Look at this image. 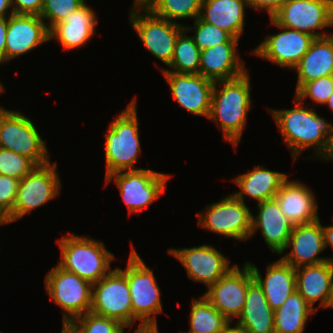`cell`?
<instances>
[{"label":"cell","instance_id":"1","mask_svg":"<svg viewBox=\"0 0 333 333\" xmlns=\"http://www.w3.org/2000/svg\"><path fill=\"white\" fill-rule=\"evenodd\" d=\"M296 108L269 110L280 129L283 142L297 159L303 150L314 148L315 156L326 161L330 141L333 138V125L320 117L313 108H305L298 98H293ZM322 157V158H321Z\"/></svg>","mask_w":333,"mask_h":333},{"label":"cell","instance_id":"2","mask_svg":"<svg viewBox=\"0 0 333 333\" xmlns=\"http://www.w3.org/2000/svg\"><path fill=\"white\" fill-rule=\"evenodd\" d=\"M218 84L222 87L219 88ZM250 92L248 71L239 77L214 83L208 118L219 125L224 139L234 148L240 143L247 113L251 110Z\"/></svg>","mask_w":333,"mask_h":333},{"label":"cell","instance_id":"3","mask_svg":"<svg viewBox=\"0 0 333 333\" xmlns=\"http://www.w3.org/2000/svg\"><path fill=\"white\" fill-rule=\"evenodd\" d=\"M57 243L61 250L58 265L92 284L112 270L110 264L115 256L101 241L67 232V236L60 238Z\"/></svg>","mask_w":333,"mask_h":333},{"label":"cell","instance_id":"4","mask_svg":"<svg viewBox=\"0 0 333 333\" xmlns=\"http://www.w3.org/2000/svg\"><path fill=\"white\" fill-rule=\"evenodd\" d=\"M136 100L127 105L109 124L105 138L106 176L137 170L134 166L141 153Z\"/></svg>","mask_w":333,"mask_h":333},{"label":"cell","instance_id":"5","mask_svg":"<svg viewBox=\"0 0 333 333\" xmlns=\"http://www.w3.org/2000/svg\"><path fill=\"white\" fill-rule=\"evenodd\" d=\"M44 281L52 302L62 308L63 326H68L75 318L90 312L91 282L64 270L58 264L49 270Z\"/></svg>","mask_w":333,"mask_h":333},{"label":"cell","instance_id":"6","mask_svg":"<svg viewBox=\"0 0 333 333\" xmlns=\"http://www.w3.org/2000/svg\"><path fill=\"white\" fill-rule=\"evenodd\" d=\"M127 278L131 294L133 325L141 322H157L156 314L163 311L160 288L157 285L153 270L147 267L139 254L132 247L127 267L122 270Z\"/></svg>","mask_w":333,"mask_h":333},{"label":"cell","instance_id":"7","mask_svg":"<svg viewBox=\"0 0 333 333\" xmlns=\"http://www.w3.org/2000/svg\"><path fill=\"white\" fill-rule=\"evenodd\" d=\"M57 164L49 162L36 166L19 181L13 210L4 218L5 224L12 223L25 214L55 199L61 188Z\"/></svg>","mask_w":333,"mask_h":333},{"label":"cell","instance_id":"8","mask_svg":"<svg viewBox=\"0 0 333 333\" xmlns=\"http://www.w3.org/2000/svg\"><path fill=\"white\" fill-rule=\"evenodd\" d=\"M171 175L150 169L121 171L105 177L108 184L114 179L129 214L141 212L165 193Z\"/></svg>","mask_w":333,"mask_h":333},{"label":"cell","instance_id":"9","mask_svg":"<svg viewBox=\"0 0 333 333\" xmlns=\"http://www.w3.org/2000/svg\"><path fill=\"white\" fill-rule=\"evenodd\" d=\"M90 311L114 319L124 327L135 326L128 281L118 268L93 283Z\"/></svg>","mask_w":333,"mask_h":333},{"label":"cell","instance_id":"10","mask_svg":"<svg viewBox=\"0 0 333 333\" xmlns=\"http://www.w3.org/2000/svg\"><path fill=\"white\" fill-rule=\"evenodd\" d=\"M271 18L279 26L326 37L325 31L318 30L333 26V0H286Z\"/></svg>","mask_w":333,"mask_h":333},{"label":"cell","instance_id":"11","mask_svg":"<svg viewBox=\"0 0 333 333\" xmlns=\"http://www.w3.org/2000/svg\"><path fill=\"white\" fill-rule=\"evenodd\" d=\"M0 148L31 159L37 166L49 163L45 141L36 126L19 111H9L0 124Z\"/></svg>","mask_w":333,"mask_h":333},{"label":"cell","instance_id":"12","mask_svg":"<svg viewBox=\"0 0 333 333\" xmlns=\"http://www.w3.org/2000/svg\"><path fill=\"white\" fill-rule=\"evenodd\" d=\"M210 205L196 214L201 227L240 241L250 238L252 213L246 203L229 194Z\"/></svg>","mask_w":333,"mask_h":333},{"label":"cell","instance_id":"13","mask_svg":"<svg viewBox=\"0 0 333 333\" xmlns=\"http://www.w3.org/2000/svg\"><path fill=\"white\" fill-rule=\"evenodd\" d=\"M129 19L144 47L168 66L177 37L184 30L183 24L160 18L150 10L130 11Z\"/></svg>","mask_w":333,"mask_h":333},{"label":"cell","instance_id":"14","mask_svg":"<svg viewBox=\"0 0 333 333\" xmlns=\"http://www.w3.org/2000/svg\"><path fill=\"white\" fill-rule=\"evenodd\" d=\"M254 281L250 266L233 267L203 295L230 322L242 313L248 286Z\"/></svg>","mask_w":333,"mask_h":333},{"label":"cell","instance_id":"15","mask_svg":"<svg viewBox=\"0 0 333 333\" xmlns=\"http://www.w3.org/2000/svg\"><path fill=\"white\" fill-rule=\"evenodd\" d=\"M169 255H173L187 271V276L194 282L204 283L209 289L233 266L230 260L211 245L191 248H170Z\"/></svg>","mask_w":333,"mask_h":333},{"label":"cell","instance_id":"16","mask_svg":"<svg viewBox=\"0 0 333 333\" xmlns=\"http://www.w3.org/2000/svg\"><path fill=\"white\" fill-rule=\"evenodd\" d=\"M270 21L282 31L266 36L252 53L278 64L280 68L290 67L293 70L315 38L307 33L279 26L272 18Z\"/></svg>","mask_w":333,"mask_h":333},{"label":"cell","instance_id":"17","mask_svg":"<svg viewBox=\"0 0 333 333\" xmlns=\"http://www.w3.org/2000/svg\"><path fill=\"white\" fill-rule=\"evenodd\" d=\"M170 86L179 106L194 115L208 118L212 100L214 81L200 74L161 71Z\"/></svg>","mask_w":333,"mask_h":333},{"label":"cell","instance_id":"18","mask_svg":"<svg viewBox=\"0 0 333 333\" xmlns=\"http://www.w3.org/2000/svg\"><path fill=\"white\" fill-rule=\"evenodd\" d=\"M47 41L49 29L40 16L13 13L8 17L4 63Z\"/></svg>","mask_w":333,"mask_h":333},{"label":"cell","instance_id":"19","mask_svg":"<svg viewBox=\"0 0 333 333\" xmlns=\"http://www.w3.org/2000/svg\"><path fill=\"white\" fill-rule=\"evenodd\" d=\"M289 246H292L291 251L284 254L281 259L294 268L317 265L329 260L333 262L332 258L318 256L325 250L323 225L319 219L310 223L294 225L285 250Z\"/></svg>","mask_w":333,"mask_h":333},{"label":"cell","instance_id":"20","mask_svg":"<svg viewBox=\"0 0 333 333\" xmlns=\"http://www.w3.org/2000/svg\"><path fill=\"white\" fill-rule=\"evenodd\" d=\"M257 206L259 213L256 217L252 214L250 237L259 229L271 251L280 255L287 248L294 225L284 216L275 198Z\"/></svg>","mask_w":333,"mask_h":333},{"label":"cell","instance_id":"21","mask_svg":"<svg viewBox=\"0 0 333 333\" xmlns=\"http://www.w3.org/2000/svg\"><path fill=\"white\" fill-rule=\"evenodd\" d=\"M296 290L317 312L314 305L329 308L333 299V262L326 261L317 265L295 268Z\"/></svg>","mask_w":333,"mask_h":333},{"label":"cell","instance_id":"22","mask_svg":"<svg viewBox=\"0 0 333 333\" xmlns=\"http://www.w3.org/2000/svg\"><path fill=\"white\" fill-rule=\"evenodd\" d=\"M275 199L284 216L293 225L310 223L319 219L315 195L301 182L287 179L277 192Z\"/></svg>","mask_w":333,"mask_h":333},{"label":"cell","instance_id":"23","mask_svg":"<svg viewBox=\"0 0 333 333\" xmlns=\"http://www.w3.org/2000/svg\"><path fill=\"white\" fill-rule=\"evenodd\" d=\"M246 263L250 266L254 280L262 288L272 310L280 308L296 291L295 268L281 258L267 265L265 278H262L259 269L252 262Z\"/></svg>","mask_w":333,"mask_h":333},{"label":"cell","instance_id":"24","mask_svg":"<svg viewBox=\"0 0 333 333\" xmlns=\"http://www.w3.org/2000/svg\"><path fill=\"white\" fill-rule=\"evenodd\" d=\"M237 48L238 43H221L202 50L199 74L214 82L243 75L248 70L241 62Z\"/></svg>","mask_w":333,"mask_h":333},{"label":"cell","instance_id":"25","mask_svg":"<svg viewBox=\"0 0 333 333\" xmlns=\"http://www.w3.org/2000/svg\"><path fill=\"white\" fill-rule=\"evenodd\" d=\"M98 19L86 3L49 30V39H56L65 50L84 46L95 34Z\"/></svg>","mask_w":333,"mask_h":333},{"label":"cell","instance_id":"26","mask_svg":"<svg viewBox=\"0 0 333 333\" xmlns=\"http://www.w3.org/2000/svg\"><path fill=\"white\" fill-rule=\"evenodd\" d=\"M288 176L282 172L271 171L261 165L254 166L253 170L243 173L232 179L240 188L233 195L245 203L244 196L264 202L274 199L282 184Z\"/></svg>","mask_w":333,"mask_h":333},{"label":"cell","instance_id":"27","mask_svg":"<svg viewBox=\"0 0 333 333\" xmlns=\"http://www.w3.org/2000/svg\"><path fill=\"white\" fill-rule=\"evenodd\" d=\"M246 0H202L199 18L240 39L244 31Z\"/></svg>","mask_w":333,"mask_h":333},{"label":"cell","instance_id":"28","mask_svg":"<svg viewBox=\"0 0 333 333\" xmlns=\"http://www.w3.org/2000/svg\"><path fill=\"white\" fill-rule=\"evenodd\" d=\"M293 70L298 72L296 91L304 83L333 75V33L315 38Z\"/></svg>","mask_w":333,"mask_h":333},{"label":"cell","instance_id":"29","mask_svg":"<svg viewBox=\"0 0 333 333\" xmlns=\"http://www.w3.org/2000/svg\"><path fill=\"white\" fill-rule=\"evenodd\" d=\"M238 318L235 324L248 333H275L274 310L255 280L247 288L244 307Z\"/></svg>","mask_w":333,"mask_h":333},{"label":"cell","instance_id":"30","mask_svg":"<svg viewBox=\"0 0 333 333\" xmlns=\"http://www.w3.org/2000/svg\"><path fill=\"white\" fill-rule=\"evenodd\" d=\"M316 311L297 292L292 293L283 305L274 311L275 333H303L305 324Z\"/></svg>","mask_w":333,"mask_h":333},{"label":"cell","instance_id":"31","mask_svg":"<svg viewBox=\"0 0 333 333\" xmlns=\"http://www.w3.org/2000/svg\"><path fill=\"white\" fill-rule=\"evenodd\" d=\"M189 332L179 333H223L231 323L204 295L200 299L192 298Z\"/></svg>","mask_w":333,"mask_h":333},{"label":"cell","instance_id":"32","mask_svg":"<svg viewBox=\"0 0 333 333\" xmlns=\"http://www.w3.org/2000/svg\"><path fill=\"white\" fill-rule=\"evenodd\" d=\"M201 50L196 46L191 36L185 33V29L179 34L175 43L174 55L168 67L161 71H173L176 73L199 74Z\"/></svg>","mask_w":333,"mask_h":333},{"label":"cell","instance_id":"33","mask_svg":"<svg viewBox=\"0 0 333 333\" xmlns=\"http://www.w3.org/2000/svg\"><path fill=\"white\" fill-rule=\"evenodd\" d=\"M202 0H157L150 11L163 19L177 23L175 19L196 18L201 11Z\"/></svg>","mask_w":333,"mask_h":333},{"label":"cell","instance_id":"34","mask_svg":"<svg viewBox=\"0 0 333 333\" xmlns=\"http://www.w3.org/2000/svg\"><path fill=\"white\" fill-rule=\"evenodd\" d=\"M185 31L194 30L191 36L196 46L202 51L221 43H239L240 39L232 37L219 27L202 21L199 17L194 20V26H184Z\"/></svg>","mask_w":333,"mask_h":333},{"label":"cell","instance_id":"35","mask_svg":"<svg viewBox=\"0 0 333 333\" xmlns=\"http://www.w3.org/2000/svg\"><path fill=\"white\" fill-rule=\"evenodd\" d=\"M68 326L74 333H118L124 327L114 319L91 311L75 318Z\"/></svg>","mask_w":333,"mask_h":333},{"label":"cell","instance_id":"36","mask_svg":"<svg viewBox=\"0 0 333 333\" xmlns=\"http://www.w3.org/2000/svg\"><path fill=\"white\" fill-rule=\"evenodd\" d=\"M37 165L28 157L0 148V174L21 180Z\"/></svg>","mask_w":333,"mask_h":333},{"label":"cell","instance_id":"37","mask_svg":"<svg viewBox=\"0 0 333 333\" xmlns=\"http://www.w3.org/2000/svg\"><path fill=\"white\" fill-rule=\"evenodd\" d=\"M86 0H44L40 17L46 21L50 30L54 25L62 22L69 14L78 10Z\"/></svg>","mask_w":333,"mask_h":333},{"label":"cell","instance_id":"38","mask_svg":"<svg viewBox=\"0 0 333 333\" xmlns=\"http://www.w3.org/2000/svg\"><path fill=\"white\" fill-rule=\"evenodd\" d=\"M332 93L333 75H329L304 83L295 91V97L301 102H305L304 100L309 97L317 104L325 105Z\"/></svg>","mask_w":333,"mask_h":333},{"label":"cell","instance_id":"39","mask_svg":"<svg viewBox=\"0 0 333 333\" xmlns=\"http://www.w3.org/2000/svg\"><path fill=\"white\" fill-rule=\"evenodd\" d=\"M19 181L0 174V216L3 218L13 210Z\"/></svg>","mask_w":333,"mask_h":333},{"label":"cell","instance_id":"40","mask_svg":"<svg viewBox=\"0 0 333 333\" xmlns=\"http://www.w3.org/2000/svg\"><path fill=\"white\" fill-rule=\"evenodd\" d=\"M14 14L40 15L44 0H10Z\"/></svg>","mask_w":333,"mask_h":333},{"label":"cell","instance_id":"41","mask_svg":"<svg viewBox=\"0 0 333 333\" xmlns=\"http://www.w3.org/2000/svg\"><path fill=\"white\" fill-rule=\"evenodd\" d=\"M286 0H246L247 5L253 9L266 10L271 18Z\"/></svg>","mask_w":333,"mask_h":333},{"label":"cell","instance_id":"42","mask_svg":"<svg viewBox=\"0 0 333 333\" xmlns=\"http://www.w3.org/2000/svg\"><path fill=\"white\" fill-rule=\"evenodd\" d=\"M7 26L8 17H0V65L4 64Z\"/></svg>","mask_w":333,"mask_h":333},{"label":"cell","instance_id":"43","mask_svg":"<svg viewBox=\"0 0 333 333\" xmlns=\"http://www.w3.org/2000/svg\"><path fill=\"white\" fill-rule=\"evenodd\" d=\"M157 0H133L134 8H130V11L135 10H150Z\"/></svg>","mask_w":333,"mask_h":333},{"label":"cell","instance_id":"44","mask_svg":"<svg viewBox=\"0 0 333 333\" xmlns=\"http://www.w3.org/2000/svg\"><path fill=\"white\" fill-rule=\"evenodd\" d=\"M325 248L331 246L333 249V225L323 227Z\"/></svg>","mask_w":333,"mask_h":333},{"label":"cell","instance_id":"45","mask_svg":"<svg viewBox=\"0 0 333 333\" xmlns=\"http://www.w3.org/2000/svg\"><path fill=\"white\" fill-rule=\"evenodd\" d=\"M9 9H10V12H9ZM13 13L14 12H13L10 0H0V17H6V16L9 17Z\"/></svg>","mask_w":333,"mask_h":333},{"label":"cell","instance_id":"46","mask_svg":"<svg viewBox=\"0 0 333 333\" xmlns=\"http://www.w3.org/2000/svg\"><path fill=\"white\" fill-rule=\"evenodd\" d=\"M223 333H248L244 328L234 325V327L231 326V323L225 328Z\"/></svg>","mask_w":333,"mask_h":333},{"label":"cell","instance_id":"47","mask_svg":"<svg viewBox=\"0 0 333 333\" xmlns=\"http://www.w3.org/2000/svg\"><path fill=\"white\" fill-rule=\"evenodd\" d=\"M326 160H333V138L330 141L329 152H328Z\"/></svg>","mask_w":333,"mask_h":333},{"label":"cell","instance_id":"48","mask_svg":"<svg viewBox=\"0 0 333 333\" xmlns=\"http://www.w3.org/2000/svg\"><path fill=\"white\" fill-rule=\"evenodd\" d=\"M10 110L5 109L4 107L0 106V124L4 116L9 112Z\"/></svg>","mask_w":333,"mask_h":333},{"label":"cell","instance_id":"49","mask_svg":"<svg viewBox=\"0 0 333 333\" xmlns=\"http://www.w3.org/2000/svg\"><path fill=\"white\" fill-rule=\"evenodd\" d=\"M325 105H328L330 107L331 111H333V93L330 95V97Z\"/></svg>","mask_w":333,"mask_h":333},{"label":"cell","instance_id":"50","mask_svg":"<svg viewBox=\"0 0 333 333\" xmlns=\"http://www.w3.org/2000/svg\"><path fill=\"white\" fill-rule=\"evenodd\" d=\"M5 224L4 218L2 216H0V225Z\"/></svg>","mask_w":333,"mask_h":333},{"label":"cell","instance_id":"51","mask_svg":"<svg viewBox=\"0 0 333 333\" xmlns=\"http://www.w3.org/2000/svg\"><path fill=\"white\" fill-rule=\"evenodd\" d=\"M5 90V88L3 87L2 83L0 82V93H2Z\"/></svg>","mask_w":333,"mask_h":333},{"label":"cell","instance_id":"52","mask_svg":"<svg viewBox=\"0 0 333 333\" xmlns=\"http://www.w3.org/2000/svg\"><path fill=\"white\" fill-rule=\"evenodd\" d=\"M124 328L125 327H123L118 333H124Z\"/></svg>","mask_w":333,"mask_h":333},{"label":"cell","instance_id":"53","mask_svg":"<svg viewBox=\"0 0 333 333\" xmlns=\"http://www.w3.org/2000/svg\"><path fill=\"white\" fill-rule=\"evenodd\" d=\"M330 308H332V309H333V299H332V303H331V306H330Z\"/></svg>","mask_w":333,"mask_h":333}]
</instances>
